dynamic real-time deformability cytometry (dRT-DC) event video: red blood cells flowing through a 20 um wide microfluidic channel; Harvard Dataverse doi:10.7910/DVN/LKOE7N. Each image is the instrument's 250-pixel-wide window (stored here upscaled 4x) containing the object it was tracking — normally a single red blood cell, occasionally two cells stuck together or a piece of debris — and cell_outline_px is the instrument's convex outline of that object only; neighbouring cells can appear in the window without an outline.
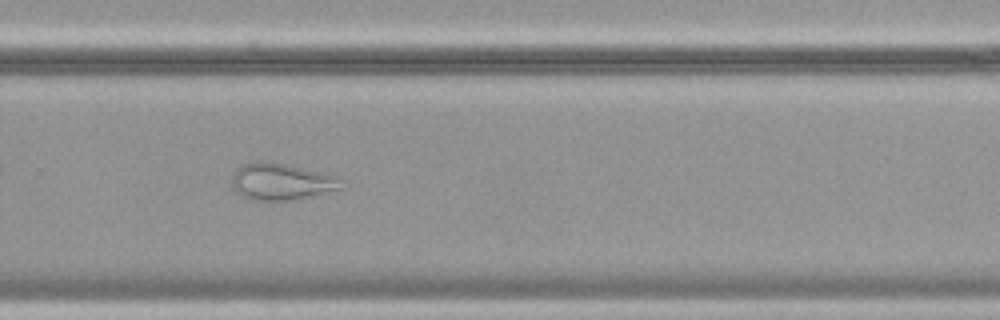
{"species": "common noctule bat (a hibernating species)", "species_latin": "Nyctalus noctula", "temperature_condition": "cold", "stored_images_in_passage": 44, "camera_frame_rate_fps": 3000, "um_per_image_px": 0.085, "animal": {"sex": "female", "body_mass_g": 19.9}, "frame": {"image": 1, "passage_image": 26, "time_ms": 8.333, "image_size_px": [1000, 320], "cell_outline_px": [[340, 188], [292, 200], [252, 200], [240, 196], [236, 192], [232, 184], [232, 176], [236, 168], [244, 164], [256, 160], [268, 160], [320, 172], [332, 176], [336, 180]], "centroid_in_image_um": [23.75, 15.42], "position_along_channel_um": 306.1, "area_um2": 22.89}, "authors_computed_cell_mechanics": {"area_um2": 27.6862, "velocity_mm_per_s": 3.5613, "shape_relaxation_time_tau1_ms": null, "shape_relaxation_time_tau2_ms": 1.3938, "deformation_change_tau1": null, "deformation_change_tau2": 0.0804}}